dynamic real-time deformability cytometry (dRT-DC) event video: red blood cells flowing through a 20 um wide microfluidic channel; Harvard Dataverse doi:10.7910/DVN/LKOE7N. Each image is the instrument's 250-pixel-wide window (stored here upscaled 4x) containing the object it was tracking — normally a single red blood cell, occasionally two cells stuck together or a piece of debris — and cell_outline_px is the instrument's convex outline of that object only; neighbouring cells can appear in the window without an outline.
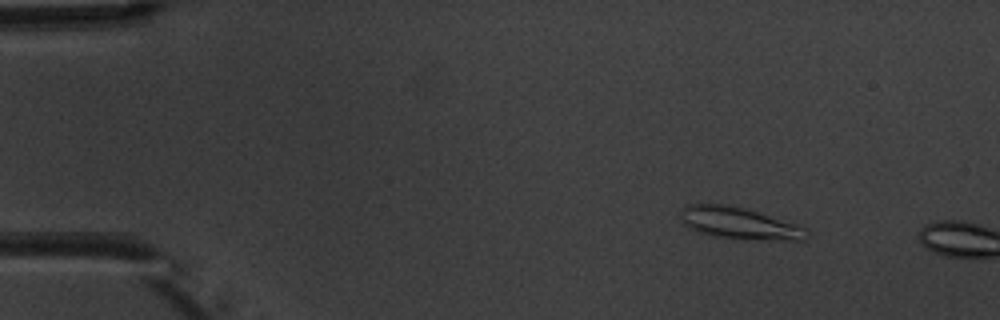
{"species": "common noctule bat (a hibernating species)", "species_latin": "Nyctalus noctula", "temperature_condition": "warm", "stored_images_in_passage": 3, "camera_frame_rate_fps": 3000, "um_per_image_px": 0.085, "animal": {"sex": "male", "body_mass_g": 20.1, "forearm_length_mm": 53.5}, "frame": {"image": 1, "passage_image": 2, "time_ms": 1.333, "image_size_px": [1000, 320], "cell_outline_px": [[808, 236], [804, 240], [744, 240], [712, 236], [696, 232], [688, 228], [684, 224], [680, 212], [688, 204], [724, 204], [744, 208], [796, 224], [804, 228], [808, 232]], "centroid_in_image_um": [62.81, 19.0], "position_along_channel_um": 22.2, "area_um2": 23.41}}